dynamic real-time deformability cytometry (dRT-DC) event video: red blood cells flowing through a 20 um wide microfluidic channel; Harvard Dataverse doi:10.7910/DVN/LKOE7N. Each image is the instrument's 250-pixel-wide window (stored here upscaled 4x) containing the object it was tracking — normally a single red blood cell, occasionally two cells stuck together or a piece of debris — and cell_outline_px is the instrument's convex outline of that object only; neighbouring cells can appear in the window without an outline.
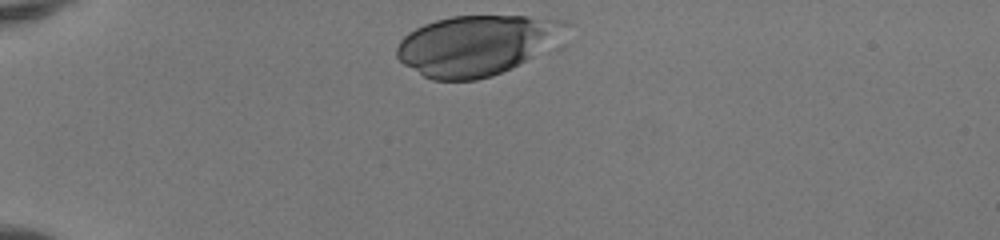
{"species": "human", "species_latin": "Homo sapiens", "temperature_condition": "room temperature", "stored_images_in_passage": 31, "camera_frame_rate_fps": 3000, "um_per_image_px": 0.085, "donor": {"sex": "female"}, "frame": {"image": 1, "passage_image": 1, "time_ms": 0.0, "image_size_px": [1000, 240], "cell_outline_px": [[572, 24], [532, 56], [512, 68], [492, 76], [476, 80], [432, 80], [424, 76], [404, 64], [396, 56], [396, 48], [400, 40], [408, 32], [424, 24], [436, 20], [452, 16], [528, 16], [564, 20]], "centroid_in_image_um": [40.41, 3.83], "position_along_channel_um": 44.6, "area_um2": 58.15}}